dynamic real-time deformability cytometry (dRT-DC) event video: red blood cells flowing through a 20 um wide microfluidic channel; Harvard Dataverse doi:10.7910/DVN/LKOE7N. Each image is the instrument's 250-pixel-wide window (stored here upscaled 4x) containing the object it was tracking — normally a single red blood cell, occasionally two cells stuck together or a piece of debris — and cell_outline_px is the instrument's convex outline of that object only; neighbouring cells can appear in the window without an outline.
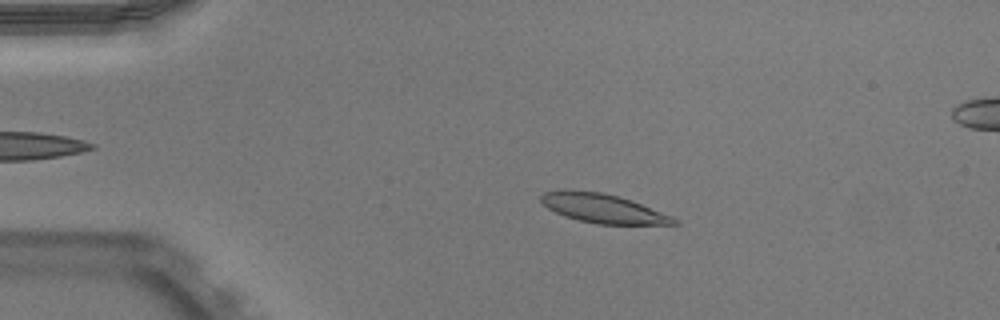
{"species": "Egyptian fruit bat (a non-hibernating species)", "species_latin": "Rousettus aegyptiacus", "temperature_condition": "warm", "stored_images_in_passage": 48, "camera_frame_rate_fps": 3000, "um_per_image_px": 0.085, "animal": {"sex": "male"}, "frame": {"image": 1, "passage_image": 6, "time_ms": 1.667, "image_size_px": [1000, 320], "cell_outline_px": [[680, 224], [596, 224], [564, 216], [548, 208], [540, 200], [540, 196], [544, 192], [564, 188], [568, 188], [604, 192], [620, 196], [632, 200], [672, 216], [680, 220]], "centroid_in_image_um": [51.24, 17.68], "position_along_channel_um": 33.8, "area_um2": 22.89}}
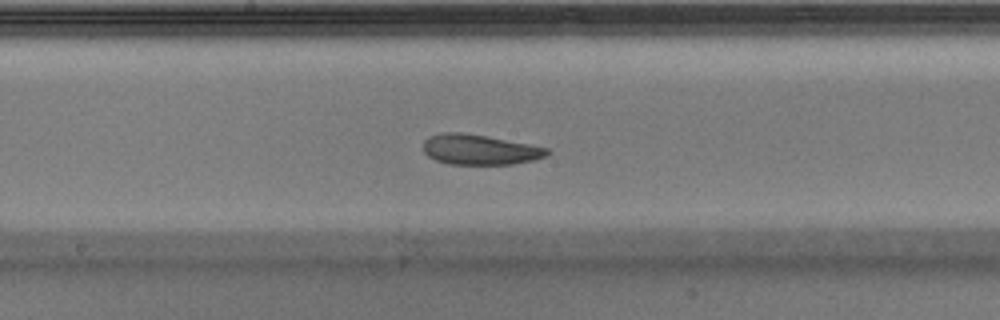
{"frame": {"image": 2, "passage_image": 23, "time_ms": 7.333, "image_size_px": [1000, 320], "cell_outline_px": [[552, 152], [548, 156], [532, 160], [512, 164], [448, 164], [436, 160], [428, 156], [424, 152], [424, 140], [428, 136], [440, 132], [460, 132], [488, 136], [548, 148]], "centroid_in_image_um": [40.77, 12.71], "position_along_channel_um": 207.4, "area_um2": 21.91}}
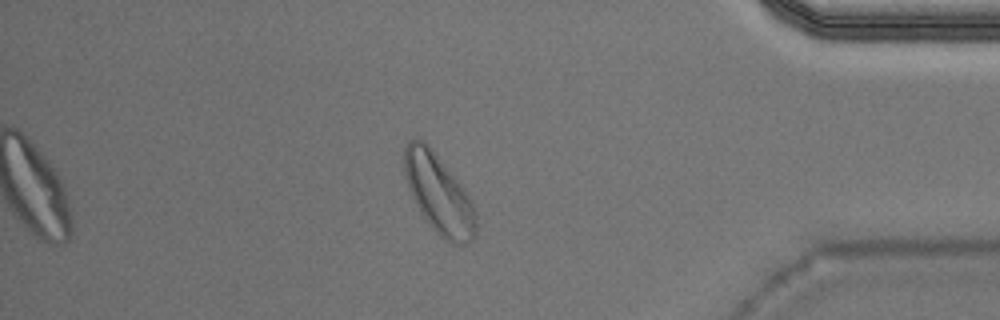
{"frame": {"image": 3, "passage_image": 40, "time_ms": 13.0, "image_size_px": [1000, 320], "cell_outline_px": [[476, 232], [472, 240], [464, 244], [452, 244], [440, 236], [428, 224], [420, 212], [408, 188], [404, 176], [404, 148], [408, 140], [424, 140], [428, 144], [460, 184], [472, 200], [476, 212]], "centroid_in_image_um": [37.29, 16.5], "position_along_channel_um": 397.9, "area_um2": 32.95}}